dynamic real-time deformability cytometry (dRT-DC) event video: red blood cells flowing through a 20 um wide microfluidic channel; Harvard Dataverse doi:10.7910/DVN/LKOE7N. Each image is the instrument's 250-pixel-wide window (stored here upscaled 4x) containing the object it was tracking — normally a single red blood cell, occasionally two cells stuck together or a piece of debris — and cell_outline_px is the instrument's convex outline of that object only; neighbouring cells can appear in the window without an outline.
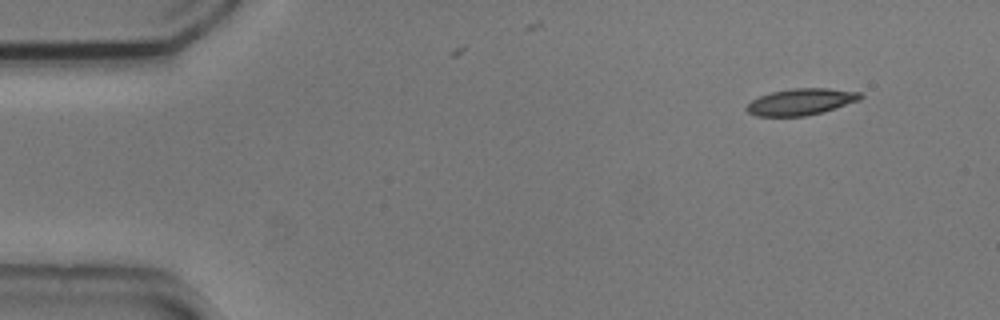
{"species": "common noctule bat (a hibernating species)", "species_latin": "Nyctalus noctula", "temperature_condition": "cold", "stored_images_in_passage": 4, "camera_frame_rate_fps": 3000, "um_per_image_px": 0.085, "animal": {"sex": "male", "body_mass_g": 20.5, "forearm_length_mm": 52.5}, "frame": {"image": 1, "passage_image": 1, "time_ms": 0.0, "image_size_px": [1000, 320], "cell_outline_px": [[864, 96], [860, 100], [824, 112], [804, 116], [756, 116], [748, 112], [744, 108], [752, 100], [760, 96], [772, 92], [792, 88], [828, 88], [860, 92]], "centroid_in_image_um": [68.1, 8.65], "position_along_channel_um": 16.9, "area_um2": 17.63}}
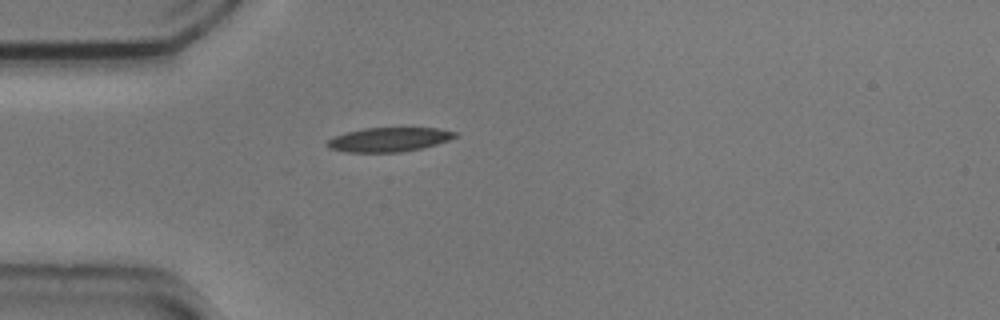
{"frame": {"image": 2, "passage_image": 4, "time_ms": 1.0, "image_size_px": [1000, 320], "cell_outline_px": [[460, 136], [436, 144], [420, 148], [400, 152], [348, 152], [328, 148], [324, 144], [328, 140], [336, 136], [348, 132], [364, 128], [440, 128], [460, 132]], "centroid_in_image_um": [33.11, 11.85], "position_along_channel_um": 51.9, "area_um2": 18.03}}